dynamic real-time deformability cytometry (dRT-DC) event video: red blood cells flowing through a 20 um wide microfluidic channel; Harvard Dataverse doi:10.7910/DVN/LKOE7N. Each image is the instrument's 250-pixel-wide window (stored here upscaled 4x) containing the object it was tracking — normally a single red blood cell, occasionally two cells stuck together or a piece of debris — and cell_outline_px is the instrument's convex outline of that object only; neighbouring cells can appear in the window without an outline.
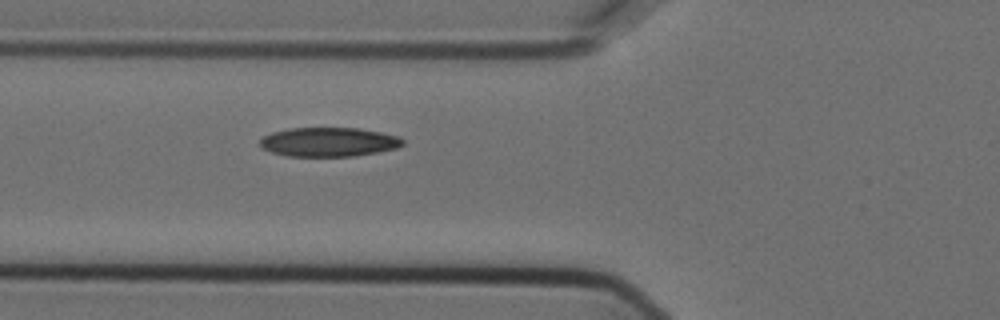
{"species": "Egyptian fruit bat (a non-hibernating species)", "species_latin": "Rousettus aegyptiacus", "temperature_condition": "cold", "stored_images_in_passage": 7, "camera_frame_rate_fps": 3000, "um_per_image_px": 0.085, "animal": {"sex": "female"}, "frame": {"image": 1, "passage_image": 7, "time_ms": 2.0, "image_size_px": [1000, 320], "cell_outline_px": [[404, 144], [396, 148], [356, 156], [288, 156], [272, 152], [260, 148], [260, 140], [264, 136], [272, 132], [288, 128], [360, 128], [400, 136], [404, 140]], "centroid_in_image_um": [27.94, 12.06], "position_along_channel_um": 97.9, "area_um2": 24.33}}